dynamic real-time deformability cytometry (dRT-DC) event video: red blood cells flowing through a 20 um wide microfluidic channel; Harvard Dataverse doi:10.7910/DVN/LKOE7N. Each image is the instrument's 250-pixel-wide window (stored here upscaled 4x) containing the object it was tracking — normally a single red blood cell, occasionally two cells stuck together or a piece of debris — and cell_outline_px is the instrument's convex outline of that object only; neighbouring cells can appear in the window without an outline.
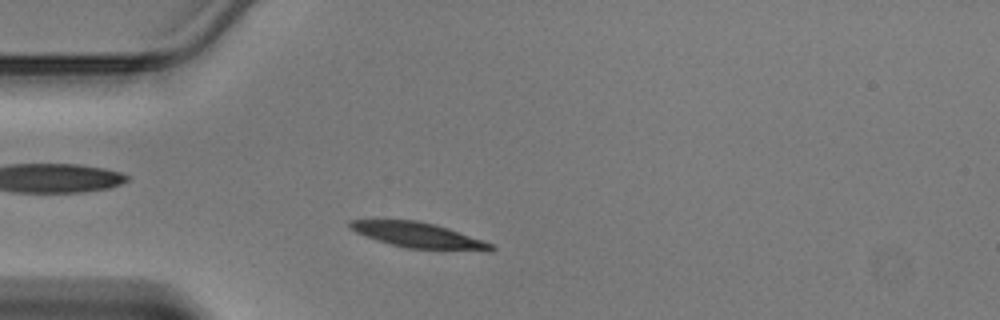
{"species": "Egyptian fruit bat (a non-hibernating species)", "species_latin": "Rousettus aegyptiacus", "temperature_condition": "warm", "stored_images_in_passage": 38, "camera_frame_rate_fps": 3000, "um_per_image_px": 0.085, "animal": {"sex": "male"}, "frame": {"image": 1, "passage_image": 4, "time_ms": 1.0, "image_size_px": [1000, 320], "cell_outline_px": [[496, 248], [492, 252], [484, 252], [408, 248], [376, 240], [364, 236], [348, 228], [348, 220], [416, 220], [448, 228], [484, 240], [492, 244]], "centroid_in_image_um": [35.62, 20.02], "position_along_channel_um": 49.4, "area_um2": 21.1}}
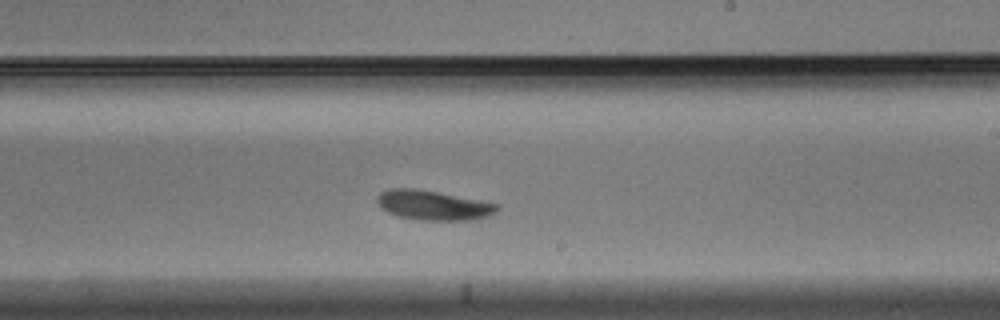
{"frame": {"image": 2, "passage_image": 19, "time_ms": 6.0, "image_size_px": [1000, 320], "cell_outline_px": [[500, 208], [496, 212], [488, 216], [468, 220], [420, 220], [400, 216], [388, 212], [380, 208], [376, 200], [376, 196], [380, 192], [392, 188], [416, 188], [480, 200], [500, 204]], "centroid_in_image_um": [36.82, 17.44], "position_along_channel_um": 252.2, "area_um2": 20.75}}
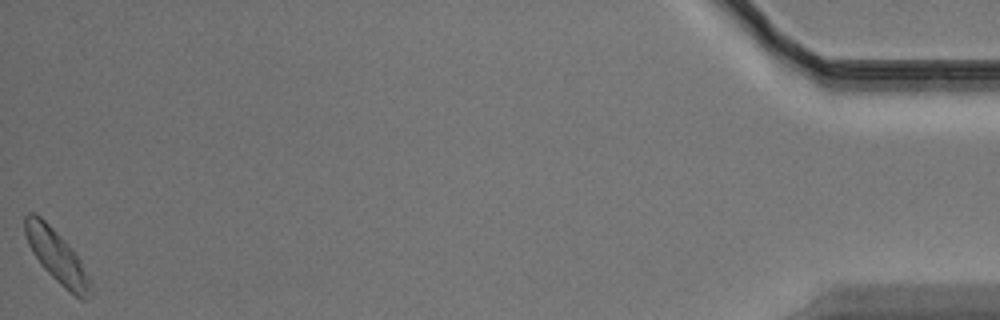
{"frame": {"image": 3, "passage_image": 38, "time_ms": 12.333, "image_size_px": [1000, 320], "cell_outline_px": [[92, 296], [88, 300], [80, 300], [64, 288], [40, 264], [32, 252], [28, 244], [24, 232], [24, 216], [28, 212], [32, 212], [40, 216], [72, 248], [80, 260], [92, 280]], "centroid_in_image_um": [4.86, 21.84], "position_along_channel_um": 430.3, "area_um2": 20.35}}